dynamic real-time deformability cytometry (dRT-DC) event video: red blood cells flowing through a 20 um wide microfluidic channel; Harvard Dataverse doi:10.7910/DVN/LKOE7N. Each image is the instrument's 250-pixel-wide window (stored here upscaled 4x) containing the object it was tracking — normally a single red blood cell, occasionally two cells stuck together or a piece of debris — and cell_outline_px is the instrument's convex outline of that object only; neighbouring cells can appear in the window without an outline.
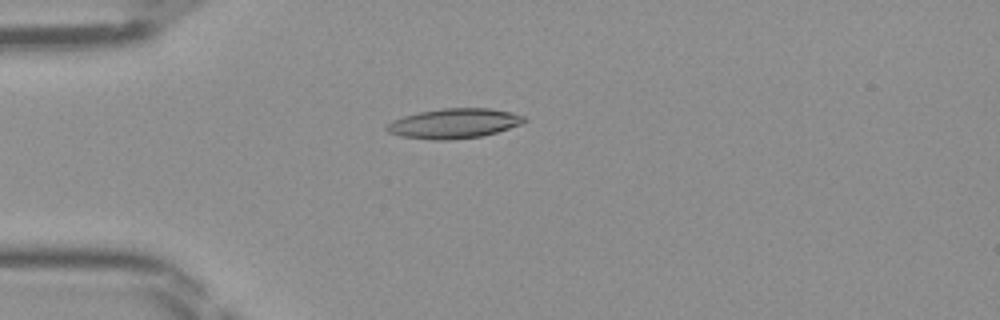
{"species": "Egyptian fruit bat (a non-hibernating species)", "species_latin": "Rousettus aegyptiacus", "temperature_condition": "room temperature", "stored_images_in_passage": 41, "camera_frame_rate_fps": 3000, "um_per_image_px": 0.085, "frame": {"image": 1, "passage_image": 7, "time_ms": 2.0, "image_size_px": [1000, 320], "cell_outline_px": [[528, 120], [524, 124], [496, 132], [480, 136], [452, 140], [432, 140], [400, 136], [388, 132], [384, 128], [392, 120], [404, 116], [420, 112], [440, 108], [488, 108], [512, 112], [524, 116]], "centroid_in_image_um": [38.61, 10.49], "position_along_channel_um": 46.4, "area_um2": 24.04}}
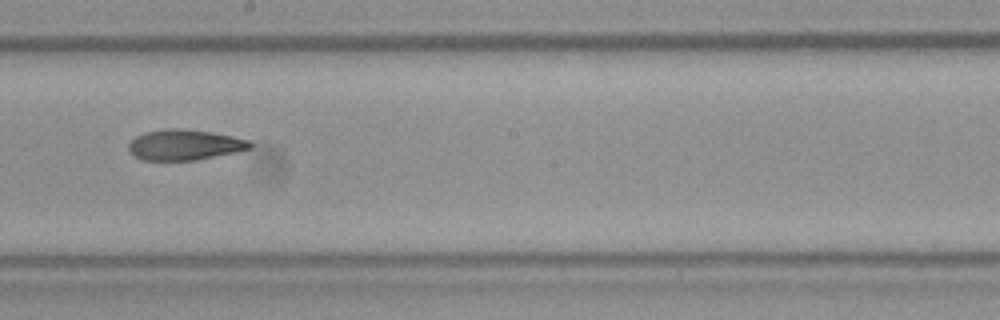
{"frame": {"image": 2, "passage_image": 21, "time_ms": 6.667, "image_size_px": [1000, 320], "cell_outline_px": [[252, 148], [236, 152], [192, 160], [140, 160], [132, 156], [128, 152], [128, 144], [136, 136], [144, 132], [168, 128], [180, 128], [212, 132], [232, 136], [248, 140], [252, 144]], "centroid_in_image_um": [15.63, 12.31], "position_along_channel_um": 232.6, "area_um2": 21.68}}
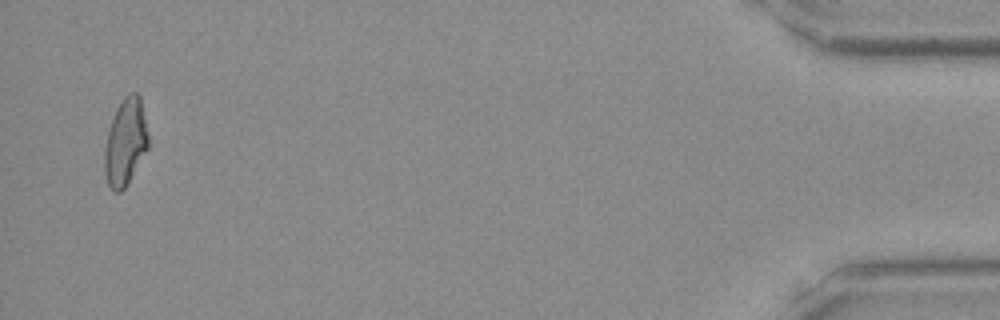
{"frame": {"image": 3, "passage_image": 40, "time_ms": 13.0, "image_size_px": [1000, 320], "cell_outline_px": [[148, 148], [128, 184], [120, 192], [112, 192], [108, 184], [104, 172], [104, 148], [108, 132], [116, 108], [124, 96], [128, 92], [136, 92], [140, 96], [148, 136]], "centroid_in_image_um": [10.65, 12.1], "position_along_channel_um": 424.5, "area_um2": 22.2}}